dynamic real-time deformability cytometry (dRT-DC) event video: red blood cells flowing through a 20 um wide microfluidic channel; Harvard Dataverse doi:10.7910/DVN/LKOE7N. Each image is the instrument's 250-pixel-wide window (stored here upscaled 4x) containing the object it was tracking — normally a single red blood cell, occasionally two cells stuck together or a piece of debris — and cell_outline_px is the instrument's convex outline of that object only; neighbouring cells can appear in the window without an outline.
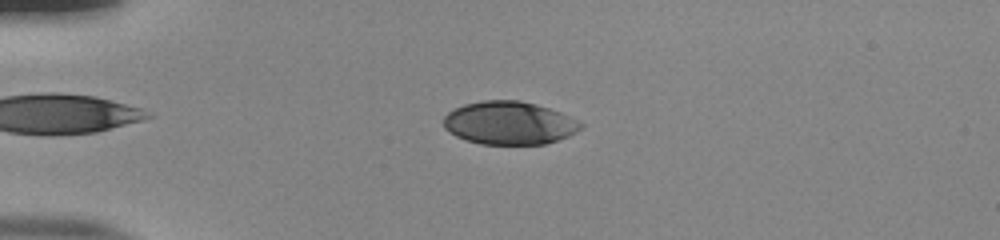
{"species": "human", "species_latin": "Homo sapiens", "temperature_condition": "room temperature", "stored_images_in_passage": 52, "camera_frame_rate_fps": 3000, "um_per_image_px": 0.085, "donor": {"sex": "male"}, "frame": {"image": 1, "passage_image": 13, "time_ms": 4.0, "image_size_px": [1000, 240], "cell_outline_px": [[584, 124], [576, 132], [568, 136], [544, 144], [480, 144], [456, 136], [448, 132], [444, 128], [444, 116], [448, 112], [464, 104], [484, 100], [520, 100], [536, 104], [560, 112], [580, 120]], "centroid_in_image_um": [43.29, 10.45], "position_along_channel_um": 41.7, "area_um2": 34.45}}
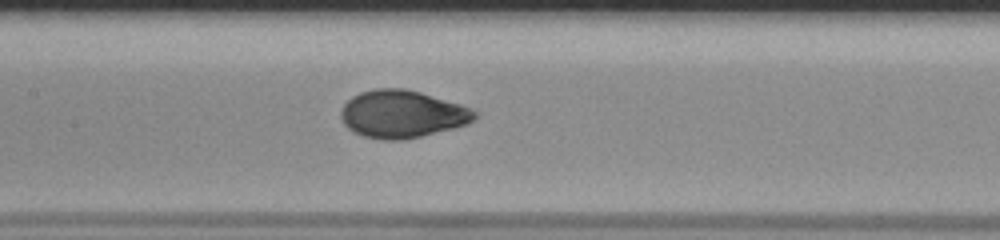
{"frame": {"image": 2, "passage_image": 26, "time_ms": 8.333, "image_size_px": [1000, 240], "cell_outline_px": [[476, 116], [468, 124], [404, 140], [380, 140], [364, 136], [352, 132], [344, 124], [340, 116], [340, 112], [344, 104], [352, 96], [360, 92], [376, 88], [404, 88], [420, 92], [460, 104], [476, 112]], "centroid_in_image_um": [34.13, 9.7], "position_along_channel_um": 173.3, "area_um2": 36.93}}
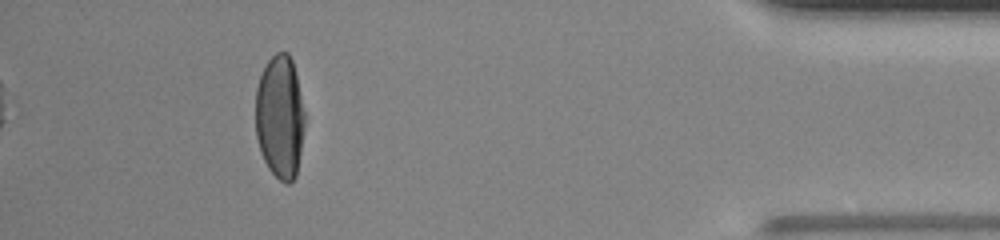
{"frame": {"image": 3, "passage_image": 48, "time_ms": 15.667, "image_size_px": [1000, 240], "cell_outline_px": [[304, 128], [296, 176], [288, 184], [280, 180], [268, 168], [260, 152], [256, 136], [256, 88], [260, 76], [268, 60], [276, 52], [288, 52], [292, 60], [296, 76], [304, 112]], "centroid_in_image_um": [23.78, 9.94], "position_along_channel_um": 411.4, "area_um2": 35.14}, "authors_computed_cell_mechanics": {"area_um2": 36.125, "velocity_mm_per_s": 3.9105, "shape_relaxation_time_tau1_ms": 4.8392, "shape_relaxation_time_tau2_ms": null, "deformation_change_tau1": 0.2224, "deformation_change_tau2": null}}